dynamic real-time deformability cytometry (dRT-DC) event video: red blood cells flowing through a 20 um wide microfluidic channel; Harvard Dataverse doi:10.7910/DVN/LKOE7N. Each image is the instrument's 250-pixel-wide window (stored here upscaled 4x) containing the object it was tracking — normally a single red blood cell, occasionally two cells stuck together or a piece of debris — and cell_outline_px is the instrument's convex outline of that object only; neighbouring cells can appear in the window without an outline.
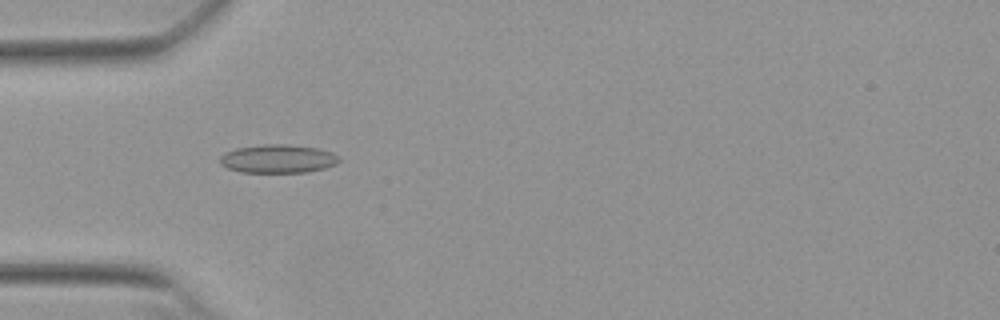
{"species": "Egyptian fruit bat (a non-hibernating species)", "species_latin": "Rousettus aegyptiacus", "temperature_condition": "warm", "stored_images_in_passage": 39, "camera_frame_rate_fps": 3000, "um_per_image_px": 0.085, "animal": {"sex": "female"}, "frame": {"image": 1, "passage_image": 3, "time_ms": 0.667, "image_size_px": [1000, 320], "cell_outline_px": [[340, 160], [336, 164], [324, 168], [308, 172], [240, 172], [228, 168], [220, 164], [220, 156], [224, 152], [236, 148], [264, 144], [288, 144], [320, 148], [332, 152], [340, 156]], "centroid_in_image_um": [23.64, 13.49], "position_along_channel_um": 61.4, "area_um2": 19.94}}
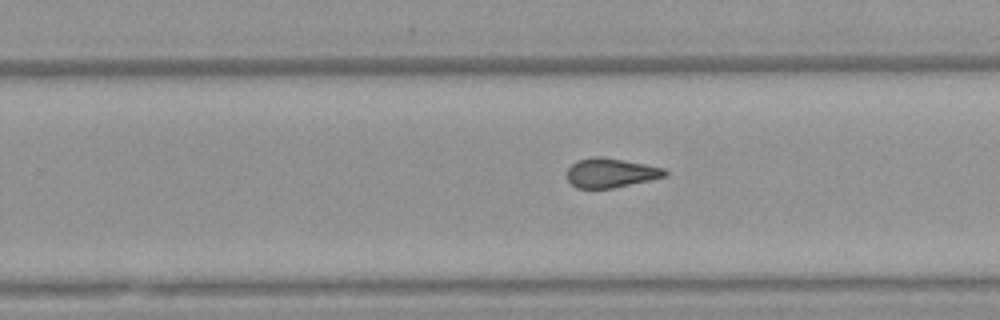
{"frame": {"image": 2, "passage_image": 20, "time_ms": 6.333, "image_size_px": [1000, 320], "cell_outline_px": [[668, 176], [612, 188], [576, 188], [568, 180], [568, 168], [576, 160], [592, 156], [600, 156], [624, 160], [664, 168], [668, 172]], "centroid_in_image_um": [51.91, 14.68], "position_along_channel_um": 277.9, "area_um2": 16.7}}
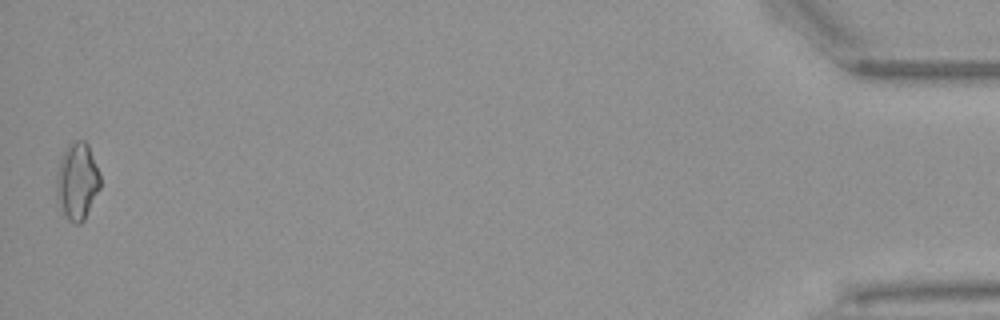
{"frame": {"image": 3, "passage_image": 39, "time_ms": 12.667, "image_size_px": [1000, 320], "cell_outline_px": [[100, 188], [84, 220], [80, 224], [72, 224], [68, 220], [60, 208], [56, 200], [56, 172], [64, 148], [76, 140], [84, 140], [88, 144], [100, 176]], "centroid_in_image_um": [6.53, 15.43], "position_along_channel_um": 428.7, "area_um2": 19.83}, "authors_computed_cell_mechanics": {"area_um2": 17.2822, "velocity_mm_per_s": 3.8645, "shape_relaxation_time_tau1_ms": 8.108, "shape_relaxation_time_tau2_ms": 1.8508, "deformation_change_tau1": 0.1851, "deformation_change_tau2": 0.1058}}